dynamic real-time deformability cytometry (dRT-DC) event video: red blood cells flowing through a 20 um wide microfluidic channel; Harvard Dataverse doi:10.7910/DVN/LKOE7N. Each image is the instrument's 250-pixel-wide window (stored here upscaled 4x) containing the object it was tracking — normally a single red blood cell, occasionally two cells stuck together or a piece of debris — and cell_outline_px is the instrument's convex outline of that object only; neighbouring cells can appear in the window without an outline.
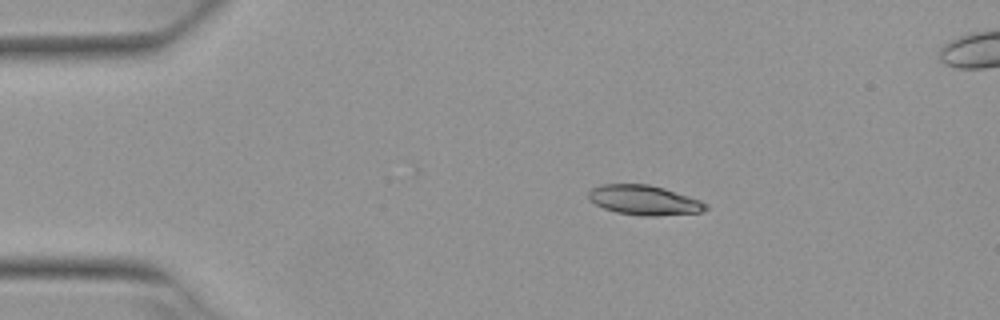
{"species": "Egyptian fruit bat (a non-hibernating species)", "species_latin": "Rousettus aegyptiacus", "temperature_condition": "warm", "stored_images_in_passage": 6, "camera_frame_rate_fps": 3000, "um_per_image_px": 0.085, "animal": {"sex": "female"}, "frame": {"image": 1, "passage_image": 2, "time_ms": 0.333, "image_size_px": [1000, 320], "cell_outline_px": [[708, 208], [704, 212], [656, 216], [640, 216], [616, 212], [604, 208], [588, 200], [588, 192], [592, 188], [604, 184], [648, 184], [664, 188], [700, 200], [708, 204]], "centroid_in_image_um": [54.77, 17.02], "position_along_channel_um": 30.2, "area_um2": 20.4}}
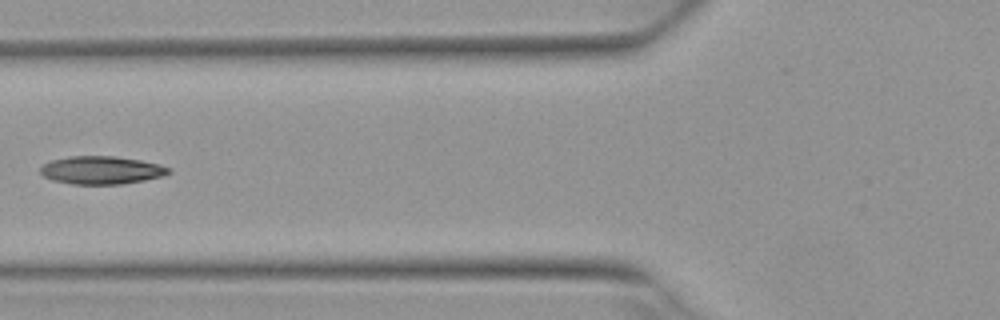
{"frame": {"image": 2, "passage_image": 5, "time_ms": 1.333, "image_size_px": [1000, 320], "cell_outline_px": [[172, 172], [164, 176], [144, 180], [120, 184], [72, 184], [52, 180], [44, 176], [40, 172], [40, 168], [44, 164], [52, 160], [68, 156], [116, 156], [140, 160], [160, 164], [172, 168]], "centroid_in_image_um": [8.66, 14.46], "position_along_channel_um": 117.1, "area_um2": 21.04}}
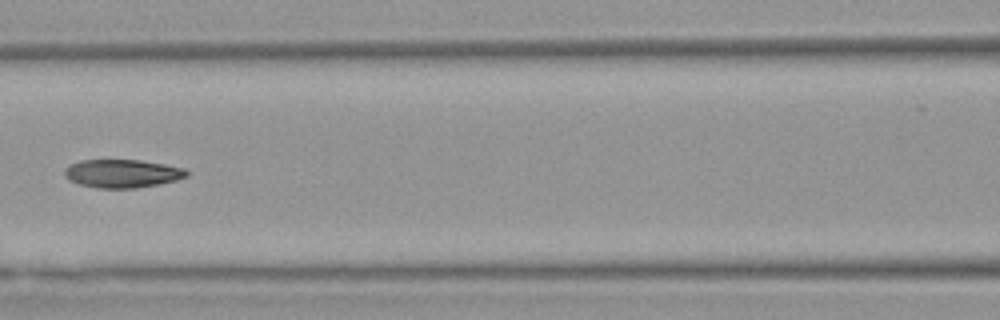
{"frame": {"image": 3, "passage_image": 6, "time_ms": 1.667, "image_size_px": [1000, 320], "cell_outline_px": [[188, 176], [176, 180], [136, 188], [96, 188], [80, 184], [68, 180], [64, 176], [64, 168], [68, 164], [80, 160], [140, 160], [164, 164], [184, 168], [188, 172]], "centroid_in_image_um": [10.34, 14.74], "position_along_channel_um": 156.3, "area_um2": 20.17}}